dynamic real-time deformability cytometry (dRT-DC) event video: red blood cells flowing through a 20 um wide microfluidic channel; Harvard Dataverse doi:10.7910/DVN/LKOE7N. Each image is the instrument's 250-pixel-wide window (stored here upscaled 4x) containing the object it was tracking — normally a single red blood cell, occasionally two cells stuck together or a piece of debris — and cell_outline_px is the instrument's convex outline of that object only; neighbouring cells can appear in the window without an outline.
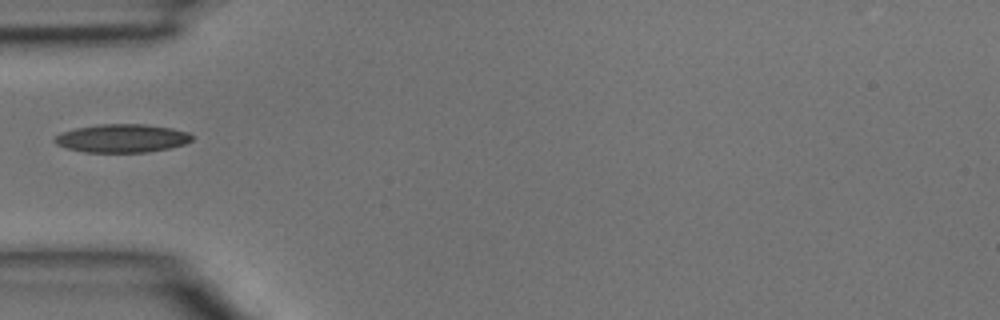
{"species": "common noctule bat (a hibernating species)", "species_latin": "Nyctalus noctula", "temperature_condition": "room temperature", "stored_images_in_passage": 5, "camera_frame_rate_fps": 3000, "um_per_image_px": 0.085, "animal": {"sex": "male", "body_mass_g": 15.6}, "frame": {"image": 1, "passage_image": 5, "time_ms": 1.333, "image_size_px": [1000, 320], "cell_outline_px": [[192, 140], [184, 144], [168, 148], [148, 152], [84, 152], [68, 148], [56, 144], [52, 140], [56, 136], [64, 132], [76, 128], [96, 124], [144, 124], [172, 128], [188, 132], [192, 136]], "centroid_in_image_um": [10.37, 11.75], "position_along_channel_um": 74.6, "area_um2": 22.54}}